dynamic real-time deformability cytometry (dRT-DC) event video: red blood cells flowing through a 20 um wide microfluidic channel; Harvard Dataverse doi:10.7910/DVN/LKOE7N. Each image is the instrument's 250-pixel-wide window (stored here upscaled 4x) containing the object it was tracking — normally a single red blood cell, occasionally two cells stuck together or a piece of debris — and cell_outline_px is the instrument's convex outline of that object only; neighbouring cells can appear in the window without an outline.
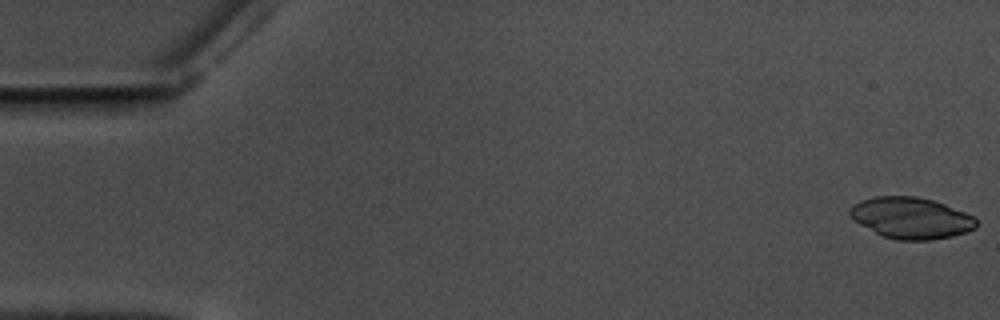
{"species": "common noctule bat (a hibernating species)", "species_latin": "Nyctalus noctula", "temperature_condition": "warm", "stored_images_in_passage": 58, "camera_frame_rate_fps": 3000, "um_per_image_px": 0.085, "animal": {"sex": "male", "body_mass_g": 17.5, "forearm_length_mm": 52.3}, "frame": {"image": 1, "passage_image": 1, "time_ms": 0.0, "image_size_px": [1000, 320], "cell_outline_px": [[976, 228], [952, 236], [932, 240], [896, 240], [884, 236], [852, 220], [848, 216], [848, 212], [860, 200], [876, 196], [916, 196], [932, 200], [944, 204], [976, 216]], "centroid_in_image_um": [77.44, 18.52], "position_along_channel_um": 7.6, "area_um2": 30.35}}